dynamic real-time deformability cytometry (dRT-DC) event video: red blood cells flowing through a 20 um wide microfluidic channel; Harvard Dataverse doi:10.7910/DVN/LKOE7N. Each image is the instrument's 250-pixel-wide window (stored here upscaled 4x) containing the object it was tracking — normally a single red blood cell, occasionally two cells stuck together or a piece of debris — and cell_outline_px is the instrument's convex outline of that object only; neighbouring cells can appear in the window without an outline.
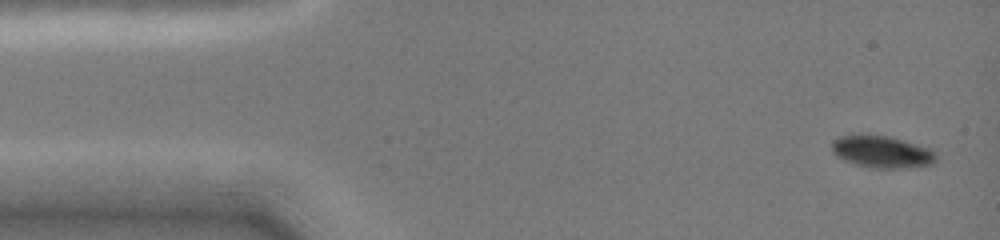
{"species": "common noctule bat (a hibernating species)", "species_latin": "Nyctalus noctula", "temperature_condition": "cold", "stored_images_in_passage": 5, "camera_frame_rate_fps": 3000, "um_per_image_px": 0.085, "animal": {"sex": "female", "body_mass_g": 19.0, "forearm_length_mm": 51.5}, "frame": {"image": 1, "passage_image": 1, "time_ms": 0.0, "image_size_px": [1000, 240], "cell_outline_px": [[936, 160], [932, 164], [900, 168], [876, 168], [856, 164], [844, 160], [836, 156], [832, 152], [832, 140], [840, 136], [860, 132], [888, 136], [904, 140], [932, 148], [936, 156]], "centroid_in_image_um": [74.92, 12.86], "position_along_channel_um": 10.1, "area_um2": 19.88}}
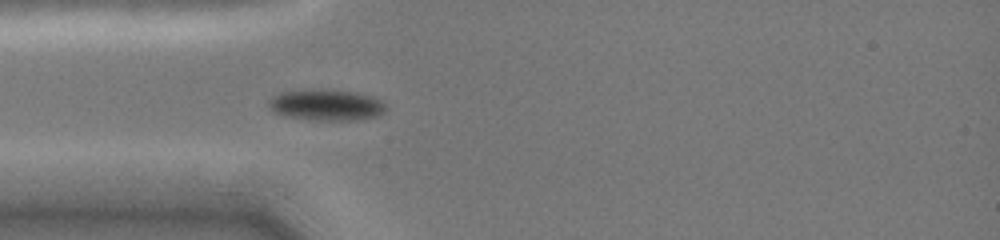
{"frame": {"image": 2, "passage_image": 5, "time_ms": 3.667, "image_size_px": [1000, 240], "cell_outline_px": [[388, 108], [380, 116], [356, 120], [312, 120], [284, 116], [272, 112], [268, 104], [268, 100], [272, 96], [280, 92], [308, 88], [320, 88], [356, 92], [372, 96], [388, 104]], "centroid_in_image_um": [27.74, 8.91], "position_along_channel_um": 57.3, "area_um2": 22.02}}